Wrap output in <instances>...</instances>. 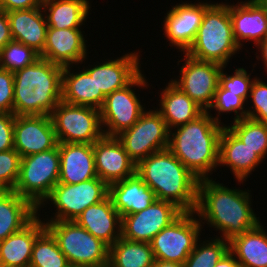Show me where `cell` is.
I'll use <instances>...</instances> for the list:
<instances>
[{"mask_svg": "<svg viewBox=\"0 0 267 267\" xmlns=\"http://www.w3.org/2000/svg\"><path fill=\"white\" fill-rule=\"evenodd\" d=\"M248 100L253 104L247 106V118L267 124V83L256 76L252 83ZM252 108V109H251Z\"/></svg>", "mask_w": 267, "mask_h": 267, "instance_id": "obj_40", "label": "cell"}, {"mask_svg": "<svg viewBox=\"0 0 267 267\" xmlns=\"http://www.w3.org/2000/svg\"><path fill=\"white\" fill-rule=\"evenodd\" d=\"M108 195L109 186L99 177L77 184L58 182L37 208V213L51 203L56 208L55 213L48 219L43 218L44 222L75 221L87 207L101 202Z\"/></svg>", "mask_w": 267, "mask_h": 267, "instance_id": "obj_8", "label": "cell"}, {"mask_svg": "<svg viewBox=\"0 0 267 267\" xmlns=\"http://www.w3.org/2000/svg\"><path fill=\"white\" fill-rule=\"evenodd\" d=\"M240 50L233 36L229 4L212 2L204 12L195 40L185 53L194 59L227 67Z\"/></svg>", "mask_w": 267, "mask_h": 267, "instance_id": "obj_5", "label": "cell"}, {"mask_svg": "<svg viewBox=\"0 0 267 267\" xmlns=\"http://www.w3.org/2000/svg\"><path fill=\"white\" fill-rule=\"evenodd\" d=\"M255 47H257L260 52V55L256 56V58L258 61L261 59L265 67L264 70H266L265 72L267 73V34L265 38Z\"/></svg>", "mask_w": 267, "mask_h": 267, "instance_id": "obj_46", "label": "cell"}, {"mask_svg": "<svg viewBox=\"0 0 267 267\" xmlns=\"http://www.w3.org/2000/svg\"><path fill=\"white\" fill-rule=\"evenodd\" d=\"M75 65L63 67L62 101L81 106L101 109L105 101L102 93H97L94 75H89L84 69L72 71Z\"/></svg>", "mask_w": 267, "mask_h": 267, "instance_id": "obj_27", "label": "cell"}, {"mask_svg": "<svg viewBox=\"0 0 267 267\" xmlns=\"http://www.w3.org/2000/svg\"><path fill=\"white\" fill-rule=\"evenodd\" d=\"M212 3L187 1L171 6L163 20V30L170 47L185 53L195 40L205 10Z\"/></svg>", "mask_w": 267, "mask_h": 267, "instance_id": "obj_15", "label": "cell"}, {"mask_svg": "<svg viewBox=\"0 0 267 267\" xmlns=\"http://www.w3.org/2000/svg\"><path fill=\"white\" fill-rule=\"evenodd\" d=\"M13 40L33 48L41 54L44 50L47 20L42 8L14 10L7 12Z\"/></svg>", "mask_w": 267, "mask_h": 267, "instance_id": "obj_25", "label": "cell"}, {"mask_svg": "<svg viewBox=\"0 0 267 267\" xmlns=\"http://www.w3.org/2000/svg\"><path fill=\"white\" fill-rule=\"evenodd\" d=\"M14 113L0 112V152L14 149Z\"/></svg>", "mask_w": 267, "mask_h": 267, "instance_id": "obj_42", "label": "cell"}, {"mask_svg": "<svg viewBox=\"0 0 267 267\" xmlns=\"http://www.w3.org/2000/svg\"><path fill=\"white\" fill-rule=\"evenodd\" d=\"M81 30L83 28H47L46 42L40 57L63 67L83 64L88 59V47L84 37L87 35Z\"/></svg>", "mask_w": 267, "mask_h": 267, "instance_id": "obj_19", "label": "cell"}, {"mask_svg": "<svg viewBox=\"0 0 267 267\" xmlns=\"http://www.w3.org/2000/svg\"><path fill=\"white\" fill-rule=\"evenodd\" d=\"M246 102L240 97L233 94L231 91L227 89H223L220 85H218L217 91L215 93L214 101L211 105V107L208 109V112L211 113V110H214L216 115L215 117L212 116V118L220 123L221 122V114H227L234 112V120L237 121L242 118L247 117V111H246Z\"/></svg>", "mask_w": 267, "mask_h": 267, "instance_id": "obj_37", "label": "cell"}, {"mask_svg": "<svg viewBox=\"0 0 267 267\" xmlns=\"http://www.w3.org/2000/svg\"><path fill=\"white\" fill-rule=\"evenodd\" d=\"M182 212L174 203L156 199L146 209L122 217L121 237L150 243L154 236Z\"/></svg>", "mask_w": 267, "mask_h": 267, "instance_id": "obj_14", "label": "cell"}, {"mask_svg": "<svg viewBox=\"0 0 267 267\" xmlns=\"http://www.w3.org/2000/svg\"><path fill=\"white\" fill-rule=\"evenodd\" d=\"M182 54L184 58L177 61V65L184 61L179 70L181 74L170 81L204 111H208L214 101L223 66L211 61L194 59L186 53Z\"/></svg>", "mask_w": 267, "mask_h": 267, "instance_id": "obj_13", "label": "cell"}, {"mask_svg": "<svg viewBox=\"0 0 267 267\" xmlns=\"http://www.w3.org/2000/svg\"><path fill=\"white\" fill-rule=\"evenodd\" d=\"M136 174L158 200L170 201L183 212H194L199 179L169 150L149 155L136 165Z\"/></svg>", "mask_w": 267, "mask_h": 267, "instance_id": "obj_3", "label": "cell"}, {"mask_svg": "<svg viewBox=\"0 0 267 267\" xmlns=\"http://www.w3.org/2000/svg\"><path fill=\"white\" fill-rule=\"evenodd\" d=\"M153 267H183V264L175 262H167L162 260H155Z\"/></svg>", "mask_w": 267, "mask_h": 267, "instance_id": "obj_47", "label": "cell"}, {"mask_svg": "<svg viewBox=\"0 0 267 267\" xmlns=\"http://www.w3.org/2000/svg\"><path fill=\"white\" fill-rule=\"evenodd\" d=\"M196 217L195 212H182L153 237L150 243L155 260L184 264L201 239L203 226Z\"/></svg>", "mask_w": 267, "mask_h": 267, "instance_id": "obj_10", "label": "cell"}, {"mask_svg": "<svg viewBox=\"0 0 267 267\" xmlns=\"http://www.w3.org/2000/svg\"><path fill=\"white\" fill-rule=\"evenodd\" d=\"M14 74L0 69V112L13 113Z\"/></svg>", "mask_w": 267, "mask_h": 267, "instance_id": "obj_41", "label": "cell"}, {"mask_svg": "<svg viewBox=\"0 0 267 267\" xmlns=\"http://www.w3.org/2000/svg\"><path fill=\"white\" fill-rule=\"evenodd\" d=\"M60 155L59 183L77 184L98 177L93 144L58 143Z\"/></svg>", "mask_w": 267, "mask_h": 267, "instance_id": "obj_23", "label": "cell"}, {"mask_svg": "<svg viewBox=\"0 0 267 267\" xmlns=\"http://www.w3.org/2000/svg\"><path fill=\"white\" fill-rule=\"evenodd\" d=\"M250 192L246 188H229L213 178L200 179L194 212L202 226L206 223L221 233L219 238L230 241L261 222L251 207Z\"/></svg>", "mask_w": 267, "mask_h": 267, "instance_id": "obj_1", "label": "cell"}, {"mask_svg": "<svg viewBox=\"0 0 267 267\" xmlns=\"http://www.w3.org/2000/svg\"><path fill=\"white\" fill-rule=\"evenodd\" d=\"M215 267H242L236 260L234 255L228 250L221 259L217 262Z\"/></svg>", "mask_w": 267, "mask_h": 267, "instance_id": "obj_45", "label": "cell"}, {"mask_svg": "<svg viewBox=\"0 0 267 267\" xmlns=\"http://www.w3.org/2000/svg\"><path fill=\"white\" fill-rule=\"evenodd\" d=\"M229 251L242 267H267V230L259 223L253 229L232 238Z\"/></svg>", "mask_w": 267, "mask_h": 267, "instance_id": "obj_29", "label": "cell"}, {"mask_svg": "<svg viewBox=\"0 0 267 267\" xmlns=\"http://www.w3.org/2000/svg\"><path fill=\"white\" fill-rule=\"evenodd\" d=\"M204 111L195 120L169 130L168 149L199 180L211 178L219 165V139L224 126Z\"/></svg>", "mask_w": 267, "mask_h": 267, "instance_id": "obj_2", "label": "cell"}, {"mask_svg": "<svg viewBox=\"0 0 267 267\" xmlns=\"http://www.w3.org/2000/svg\"><path fill=\"white\" fill-rule=\"evenodd\" d=\"M44 223L46 229L56 239L71 267H108L109 246L75 221H46Z\"/></svg>", "mask_w": 267, "mask_h": 267, "instance_id": "obj_6", "label": "cell"}, {"mask_svg": "<svg viewBox=\"0 0 267 267\" xmlns=\"http://www.w3.org/2000/svg\"><path fill=\"white\" fill-rule=\"evenodd\" d=\"M151 243L120 237L109 247L108 267H153Z\"/></svg>", "mask_w": 267, "mask_h": 267, "instance_id": "obj_32", "label": "cell"}, {"mask_svg": "<svg viewBox=\"0 0 267 267\" xmlns=\"http://www.w3.org/2000/svg\"><path fill=\"white\" fill-rule=\"evenodd\" d=\"M227 127L263 160L267 157V124L250 118L230 121ZM233 124V125H232Z\"/></svg>", "mask_w": 267, "mask_h": 267, "instance_id": "obj_33", "label": "cell"}, {"mask_svg": "<svg viewBox=\"0 0 267 267\" xmlns=\"http://www.w3.org/2000/svg\"><path fill=\"white\" fill-rule=\"evenodd\" d=\"M75 222L109 247L121 237L122 217L108 195L101 202L87 207Z\"/></svg>", "mask_w": 267, "mask_h": 267, "instance_id": "obj_22", "label": "cell"}, {"mask_svg": "<svg viewBox=\"0 0 267 267\" xmlns=\"http://www.w3.org/2000/svg\"><path fill=\"white\" fill-rule=\"evenodd\" d=\"M159 108L169 130L195 120L204 110L171 81L159 95Z\"/></svg>", "mask_w": 267, "mask_h": 267, "instance_id": "obj_28", "label": "cell"}, {"mask_svg": "<svg viewBox=\"0 0 267 267\" xmlns=\"http://www.w3.org/2000/svg\"><path fill=\"white\" fill-rule=\"evenodd\" d=\"M58 143L94 144L104 136L100 110L60 101L50 114Z\"/></svg>", "mask_w": 267, "mask_h": 267, "instance_id": "obj_9", "label": "cell"}, {"mask_svg": "<svg viewBox=\"0 0 267 267\" xmlns=\"http://www.w3.org/2000/svg\"><path fill=\"white\" fill-rule=\"evenodd\" d=\"M37 215V209L14 190L0 191V239L20 231Z\"/></svg>", "mask_w": 267, "mask_h": 267, "instance_id": "obj_30", "label": "cell"}, {"mask_svg": "<svg viewBox=\"0 0 267 267\" xmlns=\"http://www.w3.org/2000/svg\"><path fill=\"white\" fill-rule=\"evenodd\" d=\"M29 267H71L56 239L45 229L35 240Z\"/></svg>", "mask_w": 267, "mask_h": 267, "instance_id": "obj_34", "label": "cell"}, {"mask_svg": "<svg viewBox=\"0 0 267 267\" xmlns=\"http://www.w3.org/2000/svg\"><path fill=\"white\" fill-rule=\"evenodd\" d=\"M225 68L226 66H223L219 75V85L223 89L231 91L236 96H240L248 105L249 93L256 77H251L252 73H248L243 66L242 68H234L235 70L232 75L224 71Z\"/></svg>", "mask_w": 267, "mask_h": 267, "instance_id": "obj_38", "label": "cell"}, {"mask_svg": "<svg viewBox=\"0 0 267 267\" xmlns=\"http://www.w3.org/2000/svg\"><path fill=\"white\" fill-rule=\"evenodd\" d=\"M145 77L146 75L141 72L125 88L116 90L105 97L103 106L100 109L101 123L105 136L116 137L129 129L146 110V107L141 104L140 94L137 96L135 93L137 87L141 89L149 87L150 84H148Z\"/></svg>", "mask_w": 267, "mask_h": 267, "instance_id": "obj_11", "label": "cell"}, {"mask_svg": "<svg viewBox=\"0 0 267 267\" xmlns=\"http://www.w3.org/2000/svg\"><path fill=\"white\" fill-rule=\"evenodd\" d=\"M58 145L50 115L15 116L14 149L21 158Z\"/></svg>", "mask_w": 267, "mask_h": 267, "instance_id": "obj_16", "label": "cell"}, {"mask_svg": "<svg viewBox=\"0 0 267 267\" xmlns=\"http://www.w3.org/2000/svg\"><path fill=\"white\" fill-rule=\"evenodd\" d=\"M140 55V51L128 52L115 59L97 62L94 66L82 67L89 75H94L97 93H102L106 97L116 90L125 88L142 72Z\"/></svg>", "mask_w": 267, "mask_h": 267, "instance_id": "obj_17", "label": "cell"}, {"mask_svg": "<svg viewBox=\"0 0 267 267\" xmlns=\"http://www.w3.org/2000/svg\"><path fill=\"white\" fill-rule=\"evenodd\" d=\"M258 4L265 10L267 13V0H256Z\"/></svg>", "mask_w": 267, "mask_h": 267, "instance_id": "obj_48", "label": "cell"}, {"mask_svg": "<svg viewBox=\"0 0 267 267\" xmlns=\"http://www.w3.org/2000/svg\"><path fill=\"white\" fill-rule=\"evenodd\" d=\"M45 229V223L37 213L20 231L2 240L0 267H29L34 242Z\"/></svg>", "mask_w": 267, "mask_h": 267, "instance_id": "obj_24", "label": "cell"}, {"mask_svg": "<svg viewBox=\"0 0 267 267\" xmlns=\"http://www.w3.org/2000/svg\"><path fill=\"white\" fill-rule=\"evenodd\" d=\"M40 58V54L23 43L11 40L0 50V69L15 72L31 65Z\"/></svg>", "mask_w": 267, "mask_h": 267, "instance_id": "obj_36", "label": "cell"}, {"mask_svg": "<svg viewBox=\"0 0 267 267\" xmlns=\"http://www.w3.org/2000/svg\"><path fill=\"white\" fill-rule=\"evenodd\" d=\"M11 40H13V38L7 12L0 8V50L3 49Z\"/></svg>", "mask_w": 267, "mask_h": 267, "instance_id": "obj_44", "label": "cell"}, {"mask_svg": "<svg viewBox=\"0 0 267 267\" xmlns=\"http://www.w3.org/2000/svg\"><path fill=\"white\" fill-rule=\"evenodd\" d=\"M259 155L245 146L236 135L224 126L219 139V165L230 168L238 184L243 182L263 163Z\"/></svg>", "mask_w": 267, "mask_h": 267, "instance_id": "obj_21", "label": "cell"}, {"mask_svg": "<svg viewBox=\"0 0 267 267\" xmlns=\"http://www.w3.org/2000/svg\"><path fill=\"white\" fill-rule=\"evenodd\" d=\"M42 0H0V8L6 12L40 7Z\"/></svg>", "mask_w": 267, "mask_h": 267, "instance_id": "obj_43", "label": "cell"}, {"mask_svg": "<svg viewBox=\"0 0 267 267\" xmlns=\"http://www.w3.org/2000/svg\"><path fill=\"white\" fill-rule=\"evenodd\" d=\"M91 6L89 0H42L48 28L56 29L81 28Z\"/></svg>", "mask_w": 267, "mask_h": 267, "instance_id": "obj_31", "label": "cell"}, {"mask_svg": "<svg viewBox=\"0 0 267 267\" xmlns=\"http://www.w3.org/2000/svg\"><path fill=\"white\" fill-rule=\"evenodd\" d=\"M116 137L136 165L169 145V129L156 108L145 110L132 127Z\"/></svg>", "mask_w": 267, "mask_h": 267, "instance_id": "obj_12", "label": "cell"}, {"mask_svg": "<svg viewBox=\"0 0 267 267\" xmlns=\"http://www.w3.org/2000/svg\"><path fill=\"white\" fill-rule=\"evenodd\" d=\"M97 176L108 186L136 173L131 160L117 137L103 136L93 144Z\"/></svg>", "mask_w": 267, "mask_h": 267, "instance_id": "obj_18", "label": "cell"}, {"mask_svg": "<svg viewBox=\"0 0 267 267\" xmlns=\"http://www.w3.org/2000/svg\"><path fill=\"white\" fill-rule=\"evenodd\" d=\"M234 4L229 3V12L236 43L240 48L249 41L257 46L267 34V13L256 0Z\"/></svg>", "mask_w": 267, "mask_h": 267, "instance_id": "obj_20", "label": "cell"}, {"mask_svg": "<svg viewBox=\"0 0 267 267\" xmlns=\"http://www.w3.org/2000/svg\"><path fill=\"white\" fill-rule=\"evenodd\" d=\"M109 196L121 217L140 212L157 199L154 191L136 173L110 184Z\"/></svg>", "mask_w": 267, "mask_h": 267, "instance_id": "obj_26", "label": "cell"}, {"mask_svg": "<svg viewBox=\"0 0 267 267\" xmlns=\"http://www.w3.org/2000/svg\"><path fill=\"white\" fill-rule=\"evenodd\" d=\"M63 66L39 58L14 74L15 116L50 115L62 100Z\"/></svg>", "mask_w": 267, "mask_h": 267, "instance_id": "obj_4", "label": "cell"}, {"mask_svg": "<svg viewBox=\"0 0 267 267\" xmlns=\"http://www.w3.org/2000/svg\"><path fill=\"white\" fill-rule=\"evenodd\" d=\"M196 242L183 267H215L221 257L229 250V241L219 236ZM203 241V242H202Z\"/></svg>", "mask_w": 267, "mask_h": 267, "instance_id": "obj_35", "label": "cell"}, {"mask_svg": "<svg viewBox=\"0 0 267 267\" xmlns=\"http://www.w3.org/2000/svg\"><path fill=\"white\" fill-rule=\"evenodd\" d=\"M21 156L15 149L0 152V191L14 190Z\"/></svg>", "mask_w": 267, "mask_h": 267, "instance_id": "obj_39", "label": "cell"}, {"mask_svg": "<svg viewBox=\"0 0 267 267\" xmlns=\"http://www.w3.org/2000/svg\"><path fill=\"white\" fill-rule=\"evenodd\" d=\"M60 175L59 146L24 156L14 191L27 199L36 209L49 196Z\"/></svg>", "mask_w": 267, "mask_h": 267, "instance_id": "obj_7", "label": "cell"}]
</instances>
